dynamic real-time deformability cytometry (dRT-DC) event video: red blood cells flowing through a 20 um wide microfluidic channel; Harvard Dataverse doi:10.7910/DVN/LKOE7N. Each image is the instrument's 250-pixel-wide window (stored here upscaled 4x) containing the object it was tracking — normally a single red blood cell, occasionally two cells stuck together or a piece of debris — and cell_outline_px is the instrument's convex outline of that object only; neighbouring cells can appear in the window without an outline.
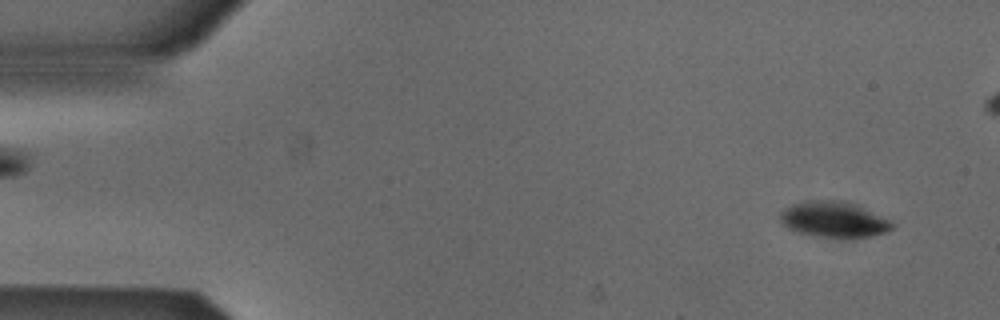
{"species": "Egyptian fruit bat (a non-hibernating species)", "species_latin": "Rousettus aegyptiacus", "temperature_condition": "cold", "stored_images_in_passage": 3, "segment_of_instrument_passage": [2, 2], "camera_frame_rate_fps": 3000, "um_per_image_px": 0.085, "animal": {"sex": "male"}, "frame": {"image": 1, "passage_image": 3, "time_ms": 0.667, "image_size_px": [1000, 320], "cell_outline_px": [[896, 224], [892, 228], [884, 232], [852, 240], [840, 240], [812, 236], [788, 228], [780, 220], [780, 212], [792, 204], [812, 200], [848, 200], [860, 204]], "centroid_in_image_um": [70.92, 18.67], "position_along_channel_um": 14.1, "area_um2": 24.1}}